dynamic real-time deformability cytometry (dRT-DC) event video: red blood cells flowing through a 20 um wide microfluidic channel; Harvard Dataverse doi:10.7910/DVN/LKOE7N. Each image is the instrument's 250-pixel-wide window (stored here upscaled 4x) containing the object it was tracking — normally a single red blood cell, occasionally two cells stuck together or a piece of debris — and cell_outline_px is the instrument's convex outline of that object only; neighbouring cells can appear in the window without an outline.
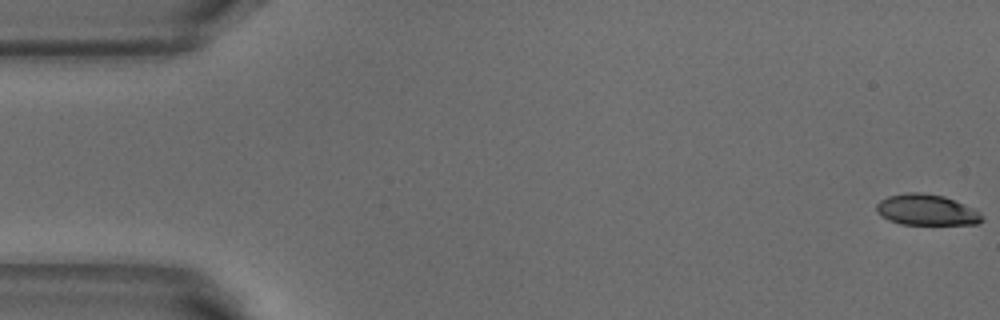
{"species": "common noctule bat (a hibernating species)", "species_latin": "Nyctalus noctula", "temperature_condition": "warm", "stored_images_in_passage": 52, "camera_frame_rate_fps": 3000, "um_per_image_px": 0.085, "animal": {"sex": "male", "body_mass_g": 18.8}, "frame": {"image": 1, "passage_image": 1, "time_ms": 0.0, "image_size_px": [1000, 320], "cell_outline_px": [[984, 220], [976, 224], [900, 224], [888, 220], [876, 212], [876, 204], [880, 200], [888, 196], [908, 192], [920, 192], [944, 196], [964, 204], [980, 212]], "centroid_in_image_um": [78.73, 17.84], "position_along_channel_um": 6.3, "area_um2": 19.02}}
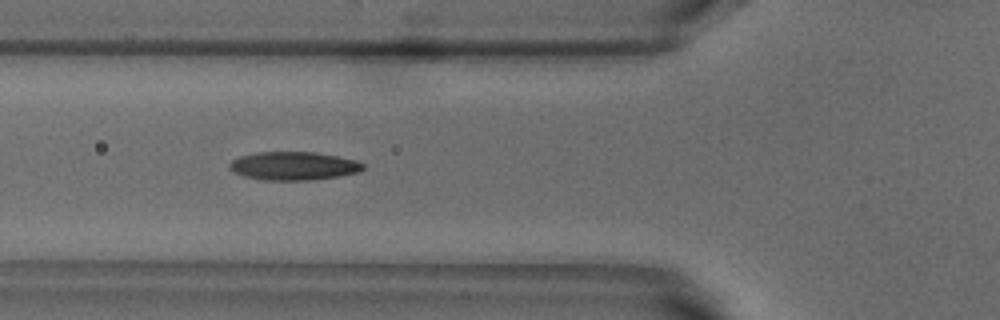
{"frame": {"image": 2, "passage_image": 19, "time_ms": 6.0, "image_size_px": [1000, 320], "cell_outline_px": [[364, 168], [360, 172], [340, 176], [312, 180], [264, 180], [244, 176], [232, 172], [228, 168], [228, 164], [232, 160], [240, 156], [256, 152], [316, 152], [356, 160], [364, 164]], "centroid_in_image_um": [24.94, 14.1], "position_along_channel_um": 100.9, "area_um2": 22.25}}
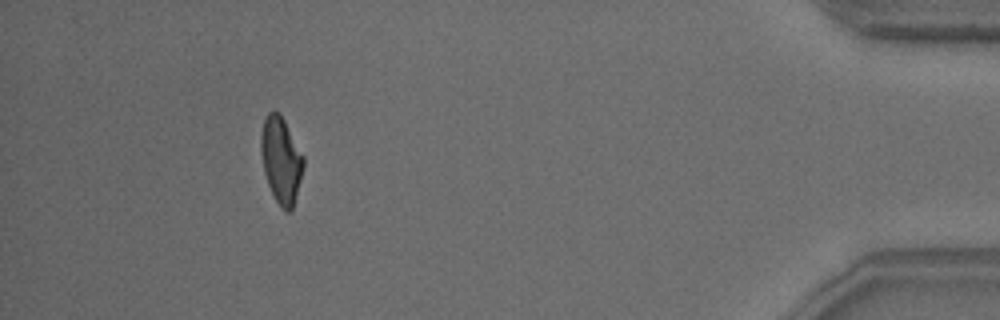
{"frame": {"image": 3, "passage_image": 48, "time_ms": 15.667, "image_size_px": [1000, 320], "cell_outline_px": [[304, 168], [292, 208], [288, 212], [284, 212], [280, 208], [268, 184], [264, 172], [260, 152], [260, 136], [264, 116], [268, 112], [276, 112], [284, 120], [304, 156]], "centroid_in_image_um": [23.88, 13.61], "position_along_channel_um": 411.3, "area_um2": 21.33}, "authors_computed_cell_mechanics": {"area_um2": 21.4149, "velocity_mm_per_s": 3.8518, "shape_relaxation_time_tau1_ms": 8.7951, "shape_relaxation_time_tau2_ms": 2.5677, "deformation_change_tau1": 0.2465, "deformation_change_tau2": 0.0953}}